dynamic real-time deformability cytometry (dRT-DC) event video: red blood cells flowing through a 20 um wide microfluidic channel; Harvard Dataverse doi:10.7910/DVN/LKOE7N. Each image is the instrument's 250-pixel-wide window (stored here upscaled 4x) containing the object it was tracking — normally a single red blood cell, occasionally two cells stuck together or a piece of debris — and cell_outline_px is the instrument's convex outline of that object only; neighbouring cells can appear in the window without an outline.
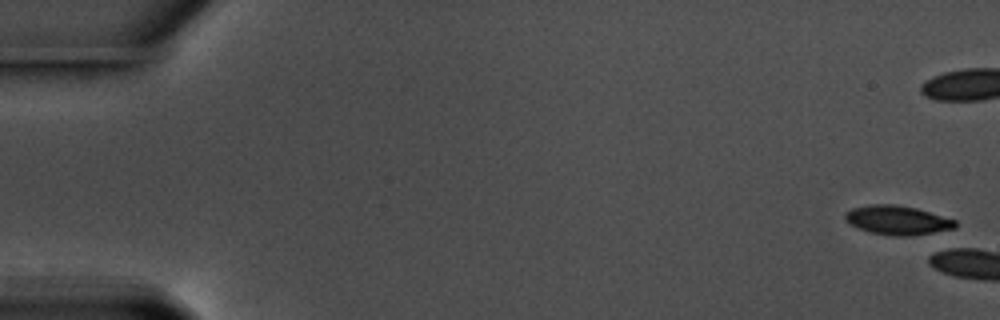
{"species": "common noctule bat (a hibernating species)", "species_latin": "Nyctalus noctula", "temperature_condition": "warm", "stored_images_in_passage": 9, "camera_frame_rate_fps": 3000, "um_per_image_px": 0.085, "animal": {"sex": "male", "body_mass_g": 17.5, "forearm_length_mm": 52.3}, "frame": {"image": 1, "passage_image": 9, "time_ms": 2.667, "image_size_px": [1000, 320], "cell_outline_px": [[956, 228], [948, 232], [908, 236], [892, 236], [872, 232], [848, 224], [844, 216], [844, 212], [852, 208], [868, 204], [896, 204], [916, 208], [956, 220]], "centroid_in_image_um": [76.33, 18.72], "position_along_channel_um": 8.7, "area_um2": 19.07}}